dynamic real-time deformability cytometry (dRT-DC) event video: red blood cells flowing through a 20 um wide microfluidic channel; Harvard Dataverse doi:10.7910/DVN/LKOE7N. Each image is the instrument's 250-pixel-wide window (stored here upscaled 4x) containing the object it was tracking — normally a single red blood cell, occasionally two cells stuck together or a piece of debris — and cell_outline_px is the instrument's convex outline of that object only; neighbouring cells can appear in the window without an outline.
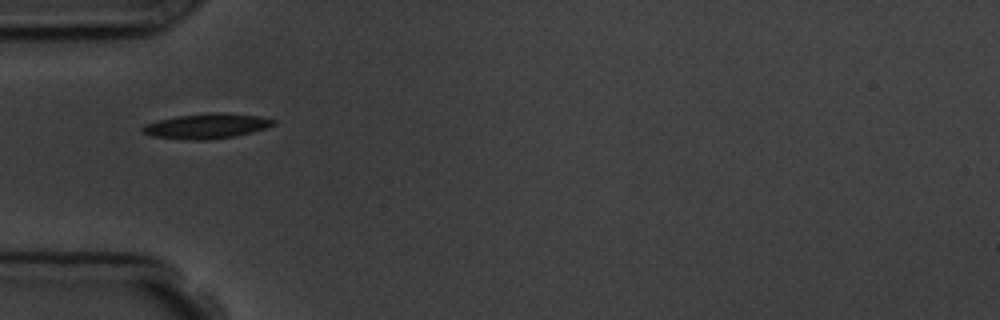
{"species": "common noctule bat (a hibernating species)", "species_latin": "Nyctalus noctula", "temperature_condition": "room temperature", "stored_images_in_passage": 9, "camera_frame_rate_fps": 3000, "um_per_image_px": 0.085, "animal": {"sex": "male", "body_mass_g": 19.5, "forearm_length_mm": 54.6}, "frame": {"image": 1, "passage_image": 1, "time_ms": 0.0, "image_size_px": [1000, 320], "cell_outline_px": [[276, 124], [252, 132], [236, 136], [204, 140], [188, 140], [152, 136], [140, 132], [140, 128], [144, 124], [156, 120], [176, 116], [208, 112], [220, 112], [260, 116], [276, 120]], "centroid_in_image_um": [17.52, 10.71], "position_along_channel_um": 67.5, "area_um2": 19.36}}
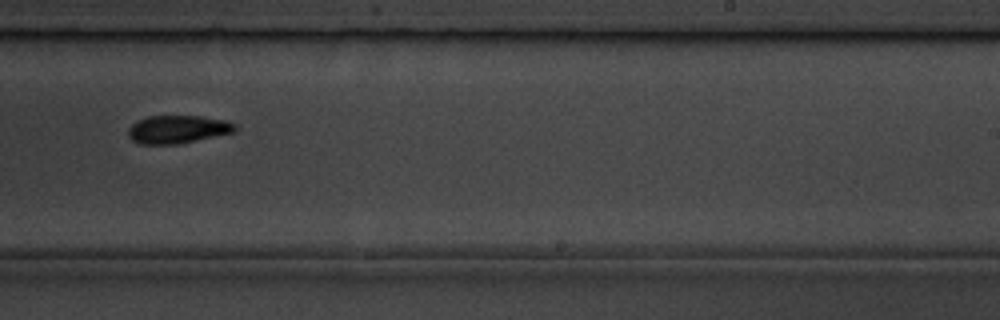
{"frame": {"image": 2, "passage_image": 6, "time_ms": 5.667, "image_size_px": [1000, 320], "cell_outline_px": [[236, 132], [180, 144], [140, 144], [132, 140], [128, 136], [128, 128], [136, 120], [148, 116], [200, 116], [224, 120], [236, 124]], "centroid_in_image_um": [15.1, 11.0], "position_along_channel_um": 273.9, "area_um2": 17.63}}
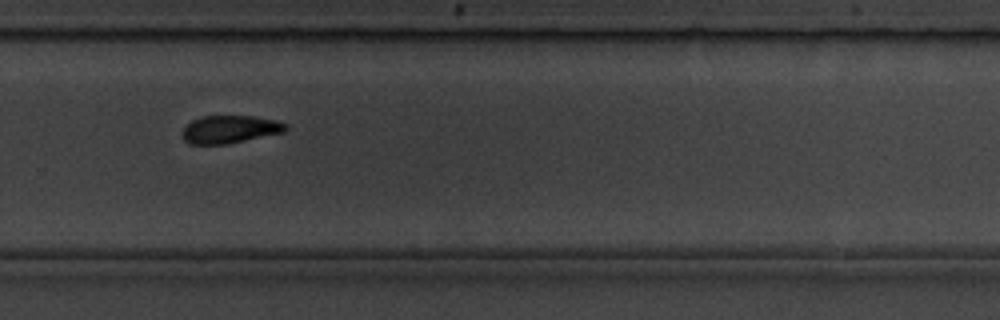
{"frame": {"image": 3, "passage_image": 7, "time_ms": 6.667, "image_size_px": [1000, 320], "cell_outline_px": [[288, 128], [284, 132], [228, 144], [188, 144], [184, 140], [180, 132], [192, 120], [200, 116], [252, 116], [276, 120], [288, 124]], "centroid_in_image_um": [19.53, 10.99], "position_along_channel_um": 310.3, "area_um2": 16.88}}